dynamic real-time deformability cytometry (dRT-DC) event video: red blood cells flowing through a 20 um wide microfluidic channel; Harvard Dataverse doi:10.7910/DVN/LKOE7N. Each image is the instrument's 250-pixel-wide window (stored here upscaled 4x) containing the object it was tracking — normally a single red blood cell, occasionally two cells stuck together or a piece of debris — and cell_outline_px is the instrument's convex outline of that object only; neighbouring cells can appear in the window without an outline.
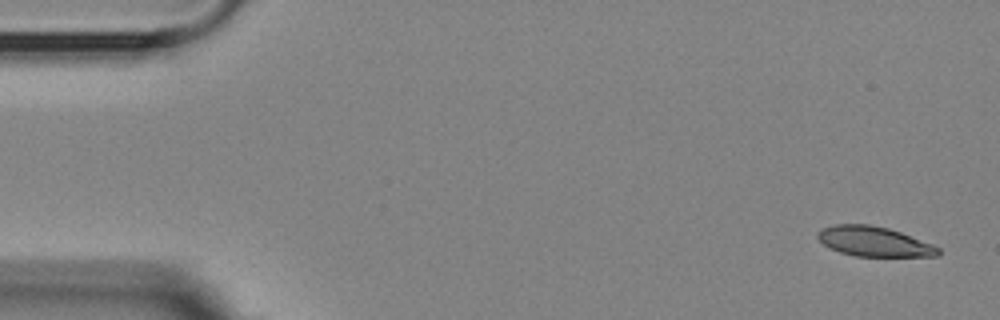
{"species": "Egyptian fruit bat (a non-hibernating species)", "species_latin": "Rousettus aegyptiacus", "temperature_condition": "room temperature", "stored_images_in_passage": 7, "camera_frame_rate_fps": 3000, "um_per_image_px": 0.085, "animal": {"sex": "female"}, "frame": {"image": 1, "passage_image": 1, "time_ms": 0.0, "image_size_px": [1000, 320], "cell_outline_px": [[940, 256], [856, 256], [840, 252], [824, 244], [816, 236], [824, 228], [836, 224], [868, 224], [888, 228], [900, 232], [932, 244], [940, 248]], "centroid_in_image_um": [74.33, 20.53], "position_along_channel_um": 10.7, "area_um2": 20.63}}
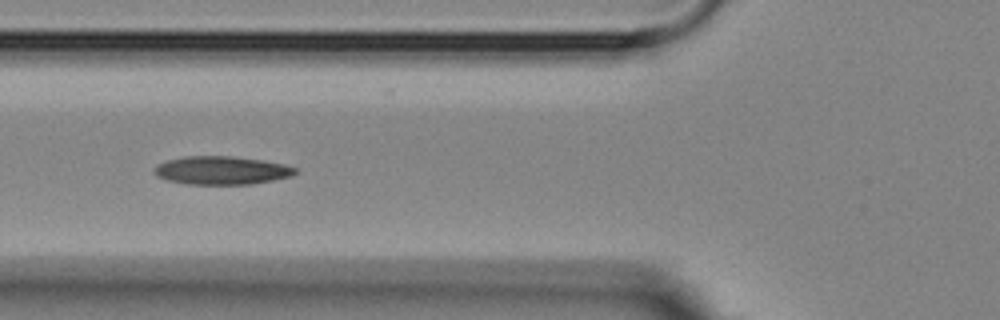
{"frame": {"image": 2, "passage_image": 6, "time_ms": 6.0, "image_size_px": [1000, 320], "cell_outline_px": [[296, 172], [292, 176], [252, 184], [188, 184], [168, 180], [156, 176], [152, 172], [156, 164], [168, 160], [184, 156], [232, 156], [264, 160], [284, 164], [296, 168]], "centroid_in_image_um": [18.81, 14.47], "position_along_channel_um": 107.0, "area_um2": 23.29}}
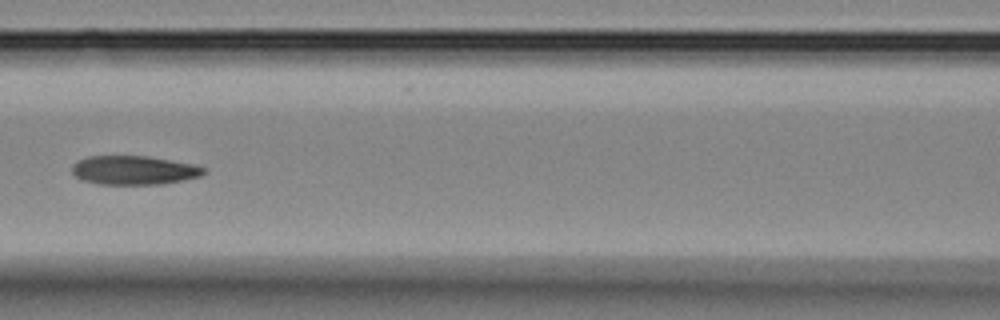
{"frame": {"image": 3, "passage_image": 7, "time_ms": 7.333, "image_size_px": [1000, 320], "cell_outline_px": [[208, 168], [200, 176], [164, 184], [96, 184], [84, 180], [76, 176], [72, 172], [72, 164], [76, 160], [88, 156], [148, 156], [192, 164]], "centroid_in_image_um": [11.36, 14.46], "position_along_channel_um": 155.2, "area_um2": 22.2}}